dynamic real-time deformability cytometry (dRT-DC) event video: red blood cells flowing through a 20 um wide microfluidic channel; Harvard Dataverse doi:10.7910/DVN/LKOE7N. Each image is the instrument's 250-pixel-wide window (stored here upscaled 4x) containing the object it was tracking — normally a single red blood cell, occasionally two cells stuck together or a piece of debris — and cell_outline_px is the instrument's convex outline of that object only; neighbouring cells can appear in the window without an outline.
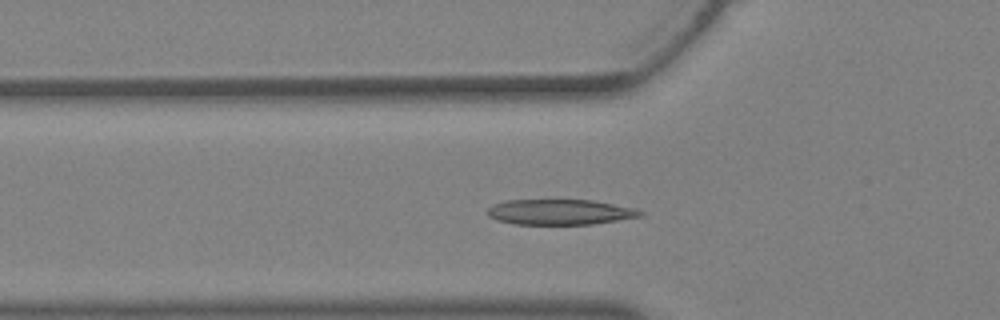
{"species": "Egyptian fruit bat (a non-hibernating species)", "species_latin": "Rousettus aegyptiacus", "temperature_condition": "warm", "stored_images_in_passage": 29, "camera_frame_rate_fps": 3000, "um_per_image_px": 0.085, "animal": {"sex": "female"}, "frame": {"image": 1, "passage_image": 4, "time_ms": 1.0, "image_size_px": [1000, 320], "cell_outline_px": [[644, 212], [640, 216], [592, 224], [512, 224], [496, 220], [488, 216], [488, 208], [492, 204], [508, 200], [592, 200], [636, 208]], "centroid_in_image_um": [47.56, 18.02], "position_along_channel_um": 78.2, "area_um2": 22.54}}
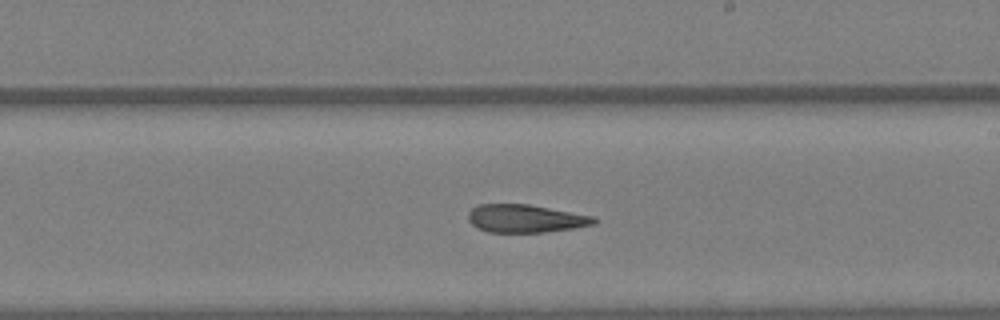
{"frame": {"image": 2, "passage_image": 13, "time_ms": 4.0, "image_size_px": [1000, 320], "cell_outline_px": [[596, 224], [572, 228], [544, 232], [488, 232], [472, 224], [468, 220], [468, 212], [476, 204], [528, 204], [592, 216], [596, 220]], "centroid_in_image_um": [44.62, 18.57], "position_along_channel_um": 244.4, "area_um2": 20.29}}
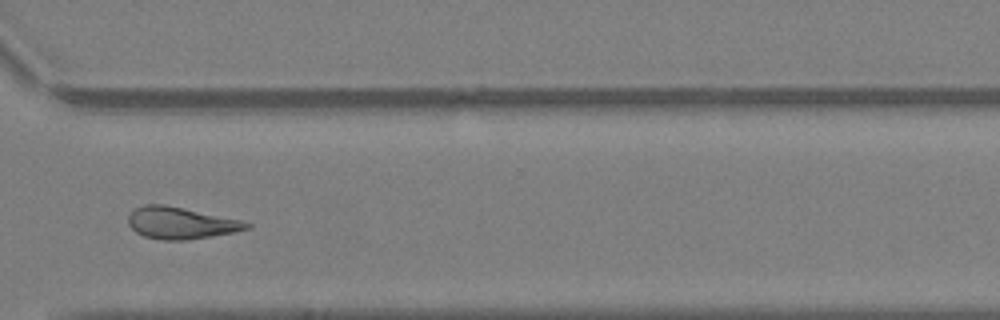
{"frame": {"image": 3, "passage_image": 19, "time_ms": 6.0, "image_size_px": [1000, 320], "cell_outline_px": [[252, 224], [248, 228], [232, 232], [188, 240], [160, 240], [144, 236], [136, 232], [128, 224], [128, 216], [136, 208], [144, 204], [164, 204], [240, 220]], "centroid_in_image_um": [15.31, 18.96], "position_along_channel_um": 355.3, "area_um2": 21.62}}